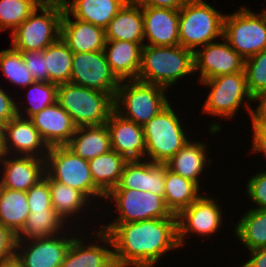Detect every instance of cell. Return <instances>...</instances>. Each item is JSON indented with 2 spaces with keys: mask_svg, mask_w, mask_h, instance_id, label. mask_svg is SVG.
Masks as SVG:
<instances>
[{
  "mask_svg": "<svg viewBox=\"0 0 266 267\" xmlns=\"http://www.w3.org/2000/svg\"><path fill=\"white\" fill-rule=\"evenodd\" d=\"M101 213L98 228L110 235L118 267H156L159 262L162 264L161 260L167 258L169 252L174 255L177 249H181L177 218L105 223L103 216L106 214Z\"/></svg>",
  "mask_w": 266,
  "mask_h": 267,
  "instance_id": "1",
  "label": "cell"
},
{
  "mask_svg": "<svg viewBox=\"0 0 266 267\" xmlns=\"http://www.w3.org/2000/svg\"><path fill=\"white\" fill-rule=\"evenodd\" d=\"M198 83L206 88L209 87V90L206 92L207 97L203 101L204 104L201 105L202 109L200 108L201 113L215 118L207 127L208 134L213 137L216 134L220 136L223 126L221 122L218 123L216 120H234L236 114L242 112L240 110L241 106L244 107L243 112L245 110L247 115H251L253 97L248 90L244 71L220 75Z\"/></svg>",
  "mask_w": 266,
  "mask_h": 267,
  "instance_id": "2",
  "label": "cell"
},
{
  "mask_svg": "<svg viewBox=\"0 0 266 267\" xmlns=\"http://www.w3.org/2000/svg\"><path fill=\"white\" fill-rule=\"evenodd\" d=\"M194 52L181 45H143L137 80L168 90L178 81L194 75Z\"/></svg>",
  "mask_w": 266,
  "mask_h": 267,
  "instance_id": "3",
  "label": "cell"
},
{
  "mask_svg": "<svg viewBox=\"0 0 266 267\" xmlns=\"http://www.w3.org/2000/svg\"><path fill=\"white\" fill-rule=\"evenodd\" d=\"M175 110L170 102L143 126L146 160L167 163L191 139L186 129L189 126Z\"/></svg>",
  "mask_w": 266,
  "mask_h": 267,
  "instance_id": "4",
  "label": "cell"
},
{
  "mask_svg": "<svg viewBox=\"0 0 266 267\" xmlns=\"http://www.w3.org/2000/svg\"><path fill=\"white\" fill-rule=\"evenodd\" d=\"M45 174L82 192L99 210H106V206L102 205L105 194L94 184L88 160L77 156L66 145L49 147Z\"/></svg>",
  "mask_w": 266,
  "mask_h": 267,
  "instance_id": "5",
  "label": "cell"
},
{
  "mask_svg": "<svg viewBox=\"0 0 266 267\" xmlns=\"http://www.w3.org/2000/svg\"><path fill=\"white\" fill-rule=\"evenodd\" d=\"M225 14L205 0H187L179 10V45L195 52L222 38Z\"/></svg>",
  "mask_w": 266,
  "mask_h": 267,
  "instance_id": "6",
  "label": "cell"
},
{
  "mask_svg": "<svg viewBox=\"0 0 266 267\" xmlns=\"http://www.w3.org/2000/svg\"><path fill=\"white\" fill-rule=\"evenodd\" d=\"M169 90L139 80L121 81L114 97V110L122 117L144 126L171 101Z\"/></svg>",
  "mask_w": 266,
  "mask_h": 267,
  "instance_id": "7",
  "label": "cell"
},
{
  "mask_svg": "<svg viewBox=\"0 0 266 267\" xmlns=\"http://www.w3.org/2000/svg\"><path fill=\"white\" fill-rule=\"evenodd\" d=\"M56 102L71 116L76 127L106 124L114 110V98L109 93L70 82L58 85Z\"/></svg>",
  "mask_w": 266,
  "mask_h": 267,
  "instance_id": "8",
  "label": "cell"
},
{
  "mask_svg": "<svg viewBox=\"0 0 266 267\" xmlns=\"http://www.w3.org/2000/svg\"><path fill=\"white\" fill-rule=\"evenodd\" d=\"M108 202V203H107ZM110 205H107V204ZM113 204V205H112ZM103 205L107 206L108 216L106 223H129L151 219L177 218L166 206L164 197L149 191L132 189H111L106 195ZM113 206L115 207L109 210ZM115 213L116 216L112 215ZM112 216H114L112 218ZM111 220V221H110Z\"/></svg>",
  "mask_w": 266,
  "mask_h": 267,
  "instance_id": "9",
  "label": "cell"
},
{
  "mask_svg": "<svg viewBox=\"0 0 266 267\" xmlns=\"http://www.w3.org/2000/svg\"><path fill=\"white\" fill-rule=\"evenodd\" d=\"M263 10L256 13L242 5L234 13L225 14L223 38L243 59L266 50V9Z\"/></svg>",
  "mask_w": 266,
  "mask_h": 267,
  "instance_id": "10",
  "label": "cell"
},
{
  "mask_svg": "<svg viewBox=\"0 0 266 267\" xmlns=\"http://www.w3.org/2000/svg\"><path fill=\"white\" fill-rule=\"evenodd\" d=\"M63 13L59 6H38L9 35L11 46L18 51H43L60 38Z\"/></svg>",
  "mask_w": 266,
  "mask_h": 267,
  "instance_id": "11",
  "label": "cell"
},
{
  "mask_svg": "<svg viewBox=\"0 0 266 267\" xmlns=\"http://www.w3.org/2000/svg\"><path fill=\"white\" fill-rule=\"evenodd\" d=\"M216 199L204 192L194 203L177 215L178 241L181 248L189 243L186 242L189 236L193 238L192 235H195L198 240L199 238L202 240L220 234L219 231L221 227H224L226 218L221 207L223 203L220 199Z\"/></svg>",
  "mask_w": 266,
  "mask_h": 267,
  "instance_id": "12",
  "label": "cell"
},
{
  "mask_svg": "<svg viewBox=\"0 0 266 267\" xmlns=\"http://www.w3.org/2000/svg\"><path fill=\"white\" fill-rule=\"evenodd\" d=\"M69 227L51 237L17 241L15 258L22 267H60L72 240L82 231Z\"/></svg>",
  "mask_w": 266,
  "mask_h": 267,
  "instance_id": "13",
  "label": "cell"
},
{
  "mask_svg": "<svg viewBox=\"0 0 266 267\" xmlns=\"http://www.w3.org/2000/svg\"><path fill=\"white\" fill-rule=\"evenodd\" d=\"M60 267H118L110 235L99 228L91 232L85 228L72 240Z\"/></svg>",
  "mask_w": 266,
  "mask_h": 267,
  "instance_id": "14",
  "label": "cell"
},
{
  "mask_svg": "<svg viewBox=\"0 0 266 267\" xmlns=\"http://www.w3.org/2000/svg\"><path fill=\"white\" fill-rule=\"evenodd\" d=\"M44 178L49 183L53 209L69 227H75L82 231L85 227L88 229V231H91V229L94 230V228L96 229L99 227L98 224L93 225L94 223H90L92 219L94 220V217L99 218L98 215L100 214H97V211H99V209L82 192L64 185L63 183L55 181L54 179H50L46 174L44 175ZM86 218L87 220H85ZM82 220L84 221V223L82 222ZM79 221H81L82 224ZM90 226L94 227L91 228Z\"/></svg>",
  "mask_w": 266,
  "mask_h": 267,
  "instance_id": "15",
  "label": "cell"
},
{
  "mask_svg": "<svg viewBox=\"0 0 266 267\" xmlns=\"http://www.w3.org/2000/svg\"><path fill=\"white\" fill-rule=\"evenodd\" d=\"M70 83L109 93L113 98L120 85L104 51L74 53Z\"/></svg>",
  "mask_w": 266,
  "mask_h": 267,
  "instance_id": "16",
  "label": "cell"
},
{
  "mask_svg": "<svg viewBox=\"0 0 266 267\" xmlns=\"http://www.w3.org/2000/svg\"><path fill=\"white\" fill-rule=\"evenodd\" d=\"M221 40V41H220ZM243 59L222 37L194 52V74L198 82L244 71Z\"/></svg>",
  "mask_w": 266,
  "mask_h": 267,
  "instance_id": "17",
  "label": "cell"
},
{
  "mask_svg": "<svg viewBox=\"0 0 266 267\" xmlns=\"http://www.w3.org/2000/svg\"><path fill=\"white\" fill-rule=\"evenodd\" d=\"M2 166V168H1ZM45 175V159L33 156H0V186L28 191Z\"/></svg>",
  "mask_w": 266,
  "mask_h": 267,
  "instance_id": "18",
  "label": "cell"
},
{
  "mask_svg": "<svg viewBox=\"0 0 266 267\" xmlns=\"http://www.w3.org/2000/svg\"><path fill=\"white\" fill-rule=\"evenodd\" d=\"M49 146L29 118L16 115L5 124L4 154L46 158Z\"/></svg>",
  "mask_w": 266,
  "mask_h": 267,
  "instance_id": "19",
  "label": "cell"
},
{
  "mask_svg": "<svg viewBox=\"0 0 266 267\" xmlns=\"http://www.w3.org/2000/svg\"><path fill=\"white\" fill-rule=\"evenodd\" d=\"M111 141V149L127 161L145 160L146 145L143 126L128 120L113 110L106 123Z\"/></svg>",
  "mask_w": 266,
  "mask_h": 267,
  "instance_id": "20",
  "label": "cell"
},
{
  "mask_svg": "<svg viewBox=\"0 0 266 267\" xmlns=\"http://www.w3.org/2000/svg\"><path fill=\"white\" fill-rule=\"evenodd\" d=\"M166 163L149 160L127 161L118 185L113 189L149 191L164 197Z\"/></svg>",
  "mask_w": 266,
  "mask_h": 267,
  "instance_id": "21",
  "label": "cell"
},
{
  "mask_svg": "<svg viewBox=\"0 0 266 267\" xmlns=\"http://www.w3.org/2000/svg\"><path fill=\"white\" fill-rule=\"evenodd\" d=\"M144 45H179V10L142 7Z\"/></svg>",
  "mask_w": 266,
  "mask_h": 267,
  "instance_id": "22",
  "label": "cell"
},
{
  "mask_svg": "<svg viewBox=\"0 0 266 267\" xmlns=\"http://www.w3.org/2000/svg\"><path fill=\"white\" fill-rule=\"evenodd\" d=\"M29 119L49 147L67 145L77 128L71 116L57 102Z\"/></svg>",
  "mask_w": 266,
  "mask_h": 267,
  "instance_id": "23",
  "label": "cell"
},
{
  "mask_svg": "<svg viewBox=\"0 0 266 267\" xmlns=\"http://www.w3.org/2000/svg\"><path fill=\"white\" fill-rule=\"evenodd\" d=\"M192 139H190L166 164L173 172L192 180L201 187L202 184L204 185V183L201 182L204 178V172H207L208 169L212 167L210 165L214 162H212V157H209L210 147L208 146V141H198L197 138L194 140L195 137Z\"/></svg>",
  "mask_w": 266,
  "mask_h": 267,
  "instance_id": "24",
  "label": "cell"
},
{
  "mask_svg": "<svg viewBox=\"0 0 266 267\" xmlns=\"http://www.w3.org/2000/svg\"><path fill=\"white\" fill-rule=\"evenodd\" d=\"M60 37L73 53L103 51L106 42L103 28L73 18L65 9Z\"/></svg>",
  "mask_w": 266,
  "mask_h": 267,
  "instance_id": "25",
  "label": "cell"
},
{
  "mask_svg": "<svg viewBox=\"0 0 266 267\" xmlns=\"http://www.w3.org/2000/svg\"><path fill=\"white\" fill-rule=\"evenodd\" d=\"M141 50L142 46L137 42L106 40L103 51L111 71L120 82L138 78Z\"/></svg>",
  "mask_w": 266,
  "mask_h": 267,
  "instance_id": "26",
  "label": "cell"
},
{
  "mask_svg": "<svg viewBox=\"0 0 266 267\" xmlns=\"http://www.w3.org/2000/svg\"><path fill=\"white\" fill-rule=\"evenodd\" d=\"M105 39L137 42L143 46L144 18L142 6L133 0H128L106 27Z\"/></svg>",
  "mask_w": 266,
  "mask_h": 267,
  "instance_id": "27",
  "label": "cell"
},
{
  "mask_svg": "<svg viewBox=\"0 0 266 267\" xmlns=\"http://www.w3.org/2000/svg\"><path fill=\"white\" fill-rule=\"evenodd\" d=\"M66 146L77 156L89 161L112 150L109 129L106 124L77 127Z\"/></svg>",
  "mask_w": 266,
  "mask_h": 267,
  "instance_id": "28",
  "label": "cell"
},
{
  "mask_svg": "<svg viewBox=\"0 0 266 267\" xmlns=\"http://www.w3.org/2000/svg\"><path fill=\"white\" fill-rule=\"evenodd\" d=\"M128 0H71L64 8L73 18L103 28Z\"/></svg>",
  "mask_w": 266,
  "mask_h": 267,
  "instance_id": "29",
  "label": "cell"
},
{
  "mask_svg": "<svg viewBox=\"0 0 266 267\" xmlns=\"http://www.w3.org/2000/svg\"><path fill=\"white\" fill-rule=\"evenodd\" d=\"M164 200L166 206L173 215H178L182 210L188 208L203 193L204 186L182 177L170 170L166 164ZM201 191V192H200ZM203 191V192H202Z\"/></svg>",
  "mask_w": 266,
  "mask_h": 267,
  "instance_id": "30",
  "label": "cell"
},
{
  "mask_svg": "<svg viewBox=\"0 0 266 267\" xmlns=\"http://www.w3.org/2000/svg\"><path fill=\"white\" fill-rule=\"evenodd\" d=\"M234 225L233 238L248 251L266 247V209L247 208Z\"/></svg>",
  "mask_w": 266,
  "mask_h": 267,
  "instance_id": "31",
  "label": "cell"
},
{
  "mask_svg": "<svg viewBox=\"0 0 266 267\" xmlns=\"http://www.w3.org/2000/svg\"><path fill=\"white\" fill-rule=\"evenodd\" d=\"M69 226L54 209L30 211L21 231L16 235L17 241H27L55 236L67 230Z\"/></svg>",
  "mask_w": 266,
  "mask_h": 267,
  "instance_id": "32",
  "label": "cell"
},
{
  "mask_svg": "<svg viewBox=\"0 0 266 267\" xmlns=\"http://www.w3.org/2000/svg\"><path fill=\"white\" fill-rule=\"evenodd\" d=\"M30 213L25 191L0 186V223L17 235Z\"/></svg>",
  "mask_w": 266,
  "mask_h": 267,
  "instance_id": "33",
  "label": "cell"
},
{
  "mask_svg": "<svg viewBox=\"0 0 266 267\" xmlns=\"http://www.w3.org/2000/svg\"><path fill=\"white\" fill-rule=\"evenodd\" d=\"M94 184L106 195L120 180L127 160L114 150L88 161Z\"/></svg>",
  "mask_w": 266,
  "mask_h": 267,
  "instance_id": "34",
  "label": "cell"
},
{
  "mask_svg": "<svg viewBox=\"0 0 266 267\" xmlns=\"http://www.w3.org/2000/svg\"><path fill=\"white\" fill-rule=\"evenodd\" d=\"M57 87V84L51 82L34 81L28 87L24 88V91L28 89L27 93L24 94L26 99L23 98V95L20 98L24 102L23 100H18L19 97H16L17 115L30 118L47 106L54 104L57 99ZM20 102L23 104H20Z\"/></svg>",
  "mask_w": 266,
  "mask_h": 267,
  "instance_id": "35",
  "label": "cell"
},
{
  "mask_svg": "<svg viewBox=\"0 0 266 267\" xmlns=\"http://www.w3.org/2000/svg\"><path fill=\"white\" fill-rule=\"evenodd\" d=\"M73 55L61 37L45 48L48 82L57 85L70 82Z\"/></svg>",
  "mask_w": 266,
  "mask_h": 267,
  "instance_id": "36",
  "label": "cell"
},
{
  "mask_svg": "<svg viewBox=\"0 0 266 267\" xmlns=\"http://www.w3.org/2000/svg\"><path fill=\"white\" fill-rule=\"evenodd\" d=\"M0 69L8 83L18 88H26L34 82L30 71L25 65L24 57L20 51L12 46L0 50Z\"/></svg>",
  "mask_w": 266,
  "mask_h": 267,
  "instance_id": "37",
  "label": "cell"
},
{
  "mask_svg": "<svg viewBox=\"0 0 266 267\" xmlns=\"http://www.w3.org/2000/svg\"><path fill=\"white\" fill-rule=\"evenodd\" d=\"M37 7L31 0H0V32L11 34Z\"/></svg>",
  "mask_w": 266,
  "mask_h": 267,
  "instance_id": "38",
  "label": "cell"
},
{
  "mask_svg": "<svg viewBox=\"0 0 266 267\" xmlns=\"http://www.w3.org/2000/svg\"><path fill=\"white\" fill-rule=\"evenodd\" d=\"M244 72L252 97L266 90V50L245 59Z\"/></svg>",
  "mask_w": 266,
  "mask_h": 267,
  "instance_id": "39",
  "label": "cell"
},
{
  "mask_svg": "<svg viewBox=\"0 0 266 267\" xmlns=\"http://www.w3.org/2000/svg\"><path fill=\"white\" fill-rule=\"evenodd\" d=\"M245 187L244 190H246L244 192H246V196L253 204L250 208L266 209V169L253 173L247 179Z\"/></svg>",
  "mask_w": 266,
  "mask_h": 267,
  "instance_id": "40",
  "label": "cell"
},
{
  "mask_svg": "<svg viewBox=\"0 0 266 267\" xmlns=\"http://www.w3.org/2000/svg\"><path fill=\"white\" fill-rule=\"evenodd\" d=\"M30 211L53 209L48 181L43 178L26 191Z\"/></svg>",
  "mask_w": 266,
  "mask_h": 267,
  "instance_id": "41",
  "label": "cell"
},
{
  "mask_svg": "<svg viewBox=\"0 0 266 267\" xmlns=\"http://www.w3.org/2000/svg\"><path fill=\"white\" fill-rule=\"evenodd\" d=\"M26 67L34 81L48 82V70L45 64V49L43 51H20Z\"/></svg>",
  "mask_w": 266,
  "mask_h": 267,
  "instance_id": "42",
  "label": "cell"
},
{
  "mask_svg": "<svg viewBox=\"0 0 266 267\" xmlns=\"http://www.w3.org/2000/svg\"><path fill=\"white\" fill-rule=\"evenodd\" d=\"M16 235L0 223V262L15 258Z\"/></svg>",
  "mask_w": 266,
  "mask_h": 267,
  "instance_id": "43",
  "label": "cell"
},
{
  "mask_svg": "<svg viewBox=\"0 0 266 267\" xmlns=\"http://www.w3.org/2000/svg\"><path fill=\"white\" fill-rule=\"evenodd\" d=\"M16 98L0 86V122L7 124L17 115Z\"/></svg>",
  "mask_w": 266,
  "mask_h": 267,
  "instance_id": "44",
  "label": "cell"
},
{
  "mask_svg": "<svg viewBox=\"0 0 266 267\" xmlns=\"http://www.w3.org/2000/svg\"><path fill=\"white\" fill-rule=\"evenodd\" d=\"M254 108L251 110L250 125H261L266 127V90H263L253 96Z\"/></svg>",
  "mask_w": 266,
  "mask_h": 267,
  "instance_id": "45",
  "label": "cell"
},
{
  "mask_svg": "<svg viewBox=\"0 0 266 267\" xmlns=\"http://www.w3.org/2000/svg\"><path fill=\"white\" fill-rule=\"evenodd\" d=\"M252 130L251 132V145L248 153H253L252 155L256 153H262L263 157L266 158V127L261 125H251Z\"/></svg>",
  "mask_w": 266,
  "mask_h": 267,
  "instance_id": "46",
  "label": "cell"
},
{
  "mask_svg": "<svg viewBox=\"0 0 266 267\" xmlns=\"http://www.w3.org/2000/svg\"><path fill=\"white\" fill-rule=\"evenodd\" d=\"M142 7H158L180 10L187 0H133Z\"/></svg>",
  "mask_w": 266,
  "mask_h": 267,
  "instance_id": "47",
  "label": "cell"
},
{
  "mask_svg": "<svg viewBox=\"0 0 266 267\" xmlns=\"http://www.w3.org/2000/svg\"><path fill=\"white\" fill-rule=\"evenodd\" d=\"M249 252V258L242 263L245 267H266V247L257 248Z\"/></svg>",
  "mask_w": 266,
  "mask_h": 267,
  "instance_id": "48",
  "label": "cell"
},
{
  "mask_svg": "<svg viewBox=\"0 0 266 267\" xmlns=\"http://www.w3.org/2000/svg\"><path fill=\"white\" fill-rule=\"evenodd\" d=\"M70 2L71 0H43V6L48 5L65 8Z\"/></svg>",
  "mask_w": 266,
  "mask_h": 267,
  "instance_id": "49",
  "label": "cell"
},
{
  "mask_svg": "<svg viewBox=\"0 0 266 267\" xmlns=\"http://www.w3.org/2000/svg\"><path fill=\"white\" fill-rule=\"evenodd\" d=\"M5 123L0 122V156L4 154Z\"/></svg>",
  "mask_w": 266,
  "mask_h": 267,
  "instance_id": "50",
  "label": "cell"
},
{
  "mask_svg": "<svg viewBox=\"0 0 266 267\" xmlns=\"http://www.w3.org/2000/svg\"><path fill=\"white\" fill-rule=\"evenodd\" d=\"M0 267H22V265L14 258L6 262H0Z\"/></svg>",
  "mask_w": 266,
  "mask_h": 267,
  "instance_id": "51",
  "label": "cell"
},
{
  "mask_svg": "<svg viewBox=\"0 0 266 267\" xmlns=\"http://www.w3.org/2000/svg\"><path fill=\"white\" fill-rule=\"evenodd\" d=\"M33 1L37 6H43V0H31Z\"/></svg>",
  "mask_w": 266,
  "mask_h": 267,
  "instance_id": "52",
  "label": "cell"
}]
</instances>
